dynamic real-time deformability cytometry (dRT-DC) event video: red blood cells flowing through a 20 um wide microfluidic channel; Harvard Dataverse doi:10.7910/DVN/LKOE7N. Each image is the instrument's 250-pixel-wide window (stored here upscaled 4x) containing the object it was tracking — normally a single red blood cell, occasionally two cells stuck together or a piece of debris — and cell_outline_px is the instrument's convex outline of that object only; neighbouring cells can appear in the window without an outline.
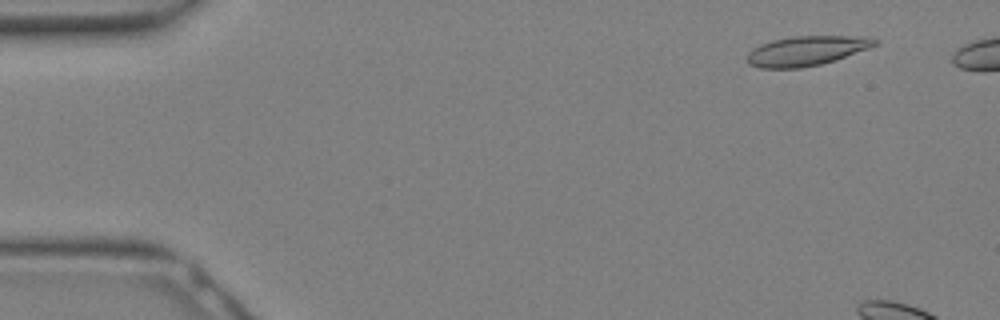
{"species": "Egyptian fruit bat (a non-hibernating species)", "species_latin": "Rousettus aegyptiacus", "temperature_condition": "warm", "stored_images_in_passage": 7, "camera_frame_rate_fps": 3000, "um_per_image_px": 0.085, "animal": {"sex": "female"}, "frame": {"image": 1, "passage_image": 3, "time_ms": 0.667, "image_size_px": [1000, 320], "cell_outline_px": [[880, 40], [876, 44], [868, 48], [836, 60], [820, 64], [800, 68], [760, 68], [748, 64], [748, 52], [752, 48], [760, 44], [772, 40], [792, 36], [848, 36]], "centroid_in_image_um": [68.48, 4.33], "position_along_channel_um": 16.5, "area_um2": 21.85}}